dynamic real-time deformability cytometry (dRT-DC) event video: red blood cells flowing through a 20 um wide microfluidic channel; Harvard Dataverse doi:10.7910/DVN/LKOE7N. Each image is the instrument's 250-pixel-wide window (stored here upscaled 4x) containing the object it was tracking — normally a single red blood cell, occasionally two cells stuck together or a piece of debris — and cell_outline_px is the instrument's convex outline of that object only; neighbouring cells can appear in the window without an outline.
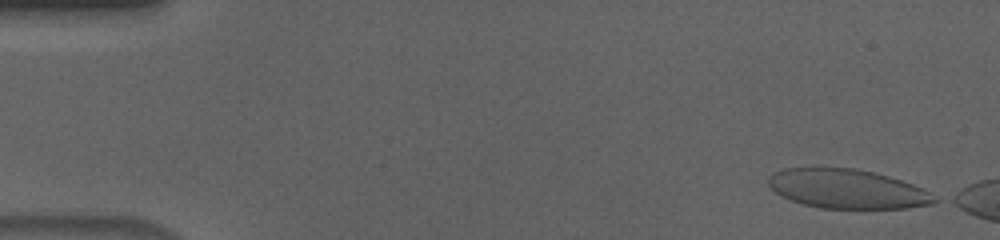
{"species": "human", "species_latin": "Homo sapiens", "temperature_condition": "cold", "stored_images_in_passage": 15, "camera_frame_rate_fps": 3000, "um_per_image_px": 0.085, "donor": {"sex": "male"}, "frame": {"image": 1, "passage_image": 1, "time_ms": 0.0, "image_size_px": [1000, 240], "cell_outline_px": [[940, 200], [932, 204], [908, 208], [820, 208], [804, 204], [792, 200], [776, 192], [768, 184], [768, 176], [772, 172], [784, 168], [812, 164], [856, 168], [876, 172], [924, 188]], "centroid_in_image_um": [71.97, 16.0], "position_along_channel_um": 13.0, "area_um2": 38.96}}